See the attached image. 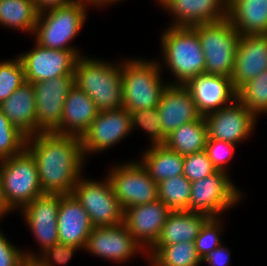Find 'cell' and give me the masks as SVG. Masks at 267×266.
I'll list each match as a JSON object with an SVG mask.
<instances>
[{
	"mask_svg": "<svg viewBox=\"0 0 267 266\" xmlns=\"http://www.w3.org/2000/svg\"><path fill=\"white\" fill-rule=\"evenodd\" d=\"M159 3L176 18L172 26L192 27L221 21L228 13V0H161Z\"/></svg>",
	"mask_w": 267,
	"mask_h": 266,
	"instance_id": "obj_22",
	"label": "cell"
},
{
	"mask_svg": "<svg viewBox=\"0 0 267 266\" xmlns=\"http://www.w3.org/2000/svg\"><path fill=\"white\" fill-rule=\"evenodd\" d=\"M32 84L36 101L35 135L55 133L60 128L66 97L74 86V74Z\"/></svg>",
	"mask_w": 267,
	"mask_h": 266,
	"instance_id": "obj_11",
	"label": "cell"
},
{
	"mask_svg": "<svg viewBox=\"0 0 267 266\" xmlns=\"http://www.w3.org/2000/svg\"><path fill=\"white\" fill-rule=\"evenodd\" d=\"M26 139L0 109V160L20 154L26 148Z\"/></svg>",
	"mask_w": 267,
	"mask_h": 266,
	"instance_id": "obj_33",
	"label": "cell"
},
{
	"mask_svg": "<svg viewBox=\"0 0 267 266\" xmlns=\"http://www.w3.org/2000/svg\"><path fill=\"white\" fill-rule=\"evenodd\" d=\"M149 250L152 266H198L202 261L194 242H182L171 245H153Z\"/></svg>",
	"mask_w": 267,
	"mask_h": 266,
	"instance_id": "obj_29",
	"label": "cell"
},
{
	"mask_svg": "<svg viewBox=\"0 0 267 266\" xmlns=\"http://www.w3.org/2000/svg\"><path fill=\"white\" fill-rule=\"evenodd\" d=\"M217 217H210L202 226L200 233L195 238L194 244L201 259H204L215 248L221 245L219 239L221 229Z\"/></svg>",
	"mask_w": 267,
	"mask_h": 266,
	"instance_id": "obj_37",
	"label": "cell"
},
{
	"mask_svg": "<svg viewBox=\"0 0 267 266\" xmlns=\"http://www.w3.org/2000/svg\"><path fill=\"white\" fill-rule=\"evenodd\" d=\"M39 13L71 4L76 0H33Z\"/></svg>",
	"mask_w": 267,
	"mask_h": 266,
	"instance_id": "obj_42",
	"label": "cell"
},
{
	"mask_svg": "<svg viewBox=\"0 0 267 266\" xmlns=\"http://www.w3.org/2000/svg\"><path fill=\"white\" fill-rule=\"evenodd\" d=\"M0 185L6 205L10 210L22 209L43 195L37 164L25 148L20 154L0 160Z\"/></svg>",
	"mask_w": 267,
	"mask_h": 266,
	"instance_id": "obj_6",
	"label": "cell"
},
{
	"mask_svg": "<svg viewBox=\"0 0 267 266\" xmlns=\"http://www.w3.org/2000/svg\"><path fill=\"white\" fill-rule=\"evenodd\" d=\"M203 117L207 124L208 138L234 144L249 137L257 119L237 98L231 104Z\"/></svg>",
	"mask_w": 267,
	"mask_h": 266,
	"instance_id": "obj_13",
	"label": "cell"
},
{
	"mask_svg": "<svg viewBox=\"0 0 267 266\" xmlns=\"http://www.w3.org/2000/svg\"><path fill=\"white\" fill-rule=\"evenodd\" d=\"M162 129L169 136L183 124L198 120V112L189 90L182 84H168L157 106Z\"/></svg>",
	"mask_w": 267,
	"mask_h": 266,
	"instance_id": "obj_20",
	"label": "cell"
},
{
	"mask_svg": "<svg viewBox=\"0 0 267 266\" xmlns=\"http://www.w3.org/2000/svg\"><path fill=\"white\" fill-rule=\"evenodd\" d=\"M60 194H43L22 208L26 223L42 247V252L59 242L58 210Z\"/></svg>",
	"mask_w": 267,
	"mask_h": 266,
	"instance_id": "obj_18",
	"label": "cell"
},
{
	"mask_svg": "<svg viewBox=\"0 0 267 266\" xmlns=\"http://www.w3.org/2000/svg\"><path fill=\"white\" fill-rule=\"evenodd\" d=\"M225 246L219 245L209 253L202 261L208 262L210 266H227L229 263L230 251Z\"/></svg>",
	"mask_w": 267,
	"mask_h": 266,
	"instance_id": "obj_41",
	"label": "cell"
},
{
	"mask_svg": "<svg viewBox=\"0 0 267 266\" xmlns=\"http://www.w3.org/2000/svg\"><path fill=\"white\" fill-rule=\"evenodd\" d=\"M267 69V34L240 35L234 69L230 77L238 91Z\"/></svg>",
	"mask_w": 267,
	"mask_h": 266,
	"instance_id": "obj_19",
	"label": "cell"
},
{
	"mask_svg": "<svg viewBox=\"0 0 267 266\" xmlns=\"http://www.w3.org/2000/svg\"><path fill=\"white\" fill-rule=\"evenodd\" d=\"M200 39L205 57V73L231 77L240 38L239 32L226 17L221 21L192 26Z\"/></svg>",
	"mask_w": 267,
	"mask_h": 266,
	"instance_id": "obj_7",
	"label": "cell"
},
{
	"mask_svg": "<svg viewBox=\"0 0 267 266\" xmlns=\"http://www.w3.org/2000/svg\"><path fill=\"white\" fill-rule=\"evenodd\" d=\"M241 197L227 174L217 170L210 176L191 182L189 211L219 217V213L237 204Z\"/></svg>",
	"mask_w": 267,
	"mask_h": 266,
	"instance_id": "obj_10",
	"label": "cell"
},
{
	"mask_svg": "<svg viewBox=\"0 0 267 266\" xmlns=\"http://www.w3.org/2000/svg\"><path fill=\"white\" fill-rule=\"evenodd\" d=\"M72 194L88 213L93 227H110L123 223L124 209L114 195L108 178L103 182L80 178Z\"/></svg>",
	"mask_w": 267,
	"mask_h": 266,
	"instance_id": "obj_8",
	"label": "cell"
},
{
	"mask_svg": "<svg viewBox=\"0 0 267 266\" xmlns=\"http://www.w3.org/2000/svg\"><path fill=\"white\" fill-rule=\"evenodd\" d=\"M25 80L24 67L21 59L0 63V104L9 98Z\"/></svg>",
	"mask_w": 267,
	"mask_h": 266,
	"instance_id": "obj_35",
	"label": "cell"
},
{
	"mask_svg": "<svg viewBox=\"0 0 267 266\" xmlns=\"http://www.w3.org/2000/svg\"><path fill=\"white\" fill-rule=\"evenodd\" d=\"M170 213L171 210L158 199L125 209L123 223L141 246L151 248L156 243Z\"/></svg>",
	"mask_w": 267,
	"mask_h": 266,
	"instance_id": "obj_16",
	"label": "cell"
},
{
	"mask_svg": "<svg viewBox=\"0 0 267 266\" xmlns=\"http://www.w3.org/2000/svg\"><path fill=\"white\" fill-rule=\"evenodd\" d=\"M26 266H36L33 262H29Z\"/></svg>",
	"mask_w": 267,
	"mask_h": 266,
	"instance_id": "obj_46",
	"label": "cell"
},
{
	"mask_svg": "<svg viewBox=\"0 0 267 266\" xmlns=\"http://www.w3.org/2000/svg\"><path fill=\"white\" fill-rule=\"evenodd\" d=\"M140 162L156 182L183 175L184 156L169 149L165 144L151 145Z\"/></svg>",
	"mask_w": 267,
	"mask_h": 266,
	"instance_id": "obj_27",
	"label": "cell"
},
{
	"mask_svg": "<svg viewBox=\"0 0 267 266\" xmlns=\"http://www.w3.org/2000/svg\"><path fill=\"white\" fill-rule=\"evenodd\" d=\"M106 178L109 179L114 195L124 210L158 200V183L138 161L112 168Z\"/></svg>",
	"mask_w": 267,
	"mask_h": 266,
	"instance_id": "obj_9",
	"label": "cell"
},
{
	"mask_svg": "<svg viewBox=\"0 0 267 266\" xmlns=\"http://www.w3.org/2000/svg\"><path fill=\"white\" fill-rule=\"evenodd\" d=\"M93 2V5H98L99 6V0H91Z\"/></svg>",
	"mask_w": 267,
	"mask_h": 266,
	"instance_id": "obj_45",
	"label": "cell"
},
{
	"mask_svg": "<svg viewBox=\"0 0 267 266\" xmlns=\"http://www.w3.org/2000/svg\"><path fill=\"white\" fill-rule=\"evenodd\" d=\"M26 149L36 161L44 194L72 193L85 162L81 137L38 133L27 137Z\"/></svg>",
	"mask_w": 267,
	"mask_h": 266,
	"instance_id": "obj_1",
	"label": "cell"
},
{
	"mask_svg": "<svg viewBox=\"0 0 267 266\" xmlns=\"http://www.w3.org/2000/svg\"><path fill=\"white\" fill-rule=\"evenodd\" d=\"M184 86L189 90L202 116L220 110L227 106L226 103H232L237 98V91L230 77L204 73L191 78Z\"/></svg>",
	"mask_w": 267,
	"mask_h": 266,
	"instance_id": "obj_15",
	"label": "cell"
},
{
	"mask_svg": "<svg viewBox=\"0 0 267 266\" xmlns=\"http://www.w3.org/2000/svg\"><path fill=\"white\" fill-rule=\"evenodd\" d=\"M74 85L94 101L99 112L123 108L121 65L79 56Z\"/></svg>",
	"mask_w": 267,
	"mask_h": 266,
	"instance_id": "obj_2",
	"label": "cell"
},
{
	"mask_svg": "<svg viewBox=\"0 0 267 266\" xmlns=\"http://www.w3.org/2000/svg\"><path fill=\"white\" fill-rule=\"evenodd\" d=\"M116 1H118V0H99V6L102 4V6L103 5H105V4H112V2H116Z\"/></svg>",
	"mask_w": 267,
	"mask_h": 266,
	"instance_id": "obj_44",
	"label": "cell"
},
{
	"mask_svg": "<svg viewBox=\"0 0 267 266\" xmlns=\"http://www.w3.org/2000/svg\"><path fill=\"white\" fill-rule=\"evenodd\" d=\"M142 246L124 223L110 227H93L85 249L94 255L114 261H125Z\"/></svg>",
	"mask_w": 267,
	"mask_h": 266,
	"instance_id": "obj_17",
	"label": "cell"
},
{
	"mask_svg": "<svg viewBox=\"0 0 267 266\" xmlns=\"http://www.w3.org/2000/svg\"><path fill=\"white\" fill-rule=\"evenodd\" d=\"M131 130V115L125 108L99 112L81 137L84 156L110 148Z\"/></svg>",
	"mask_w": 267,
	"mask_h": 266,
	"instance_id": "obj_14",
	"label": "cell"
},
{
	"mask_svg": "<svg viewBox=\"0 0 267 266\" xmlns=\"http://www.w3.org/2000/svg\"><path fill=\"white\" fill-rule=\"evenodd\" d=\"M210 217L187 210L171 211L154 245L194 242L204 223Z\"/></svg>",
	"mask_w": 267,
	"mask_h": 266,
	"instance_id": "obj_26",
	"label": "cell"
},
{
	"mask_svg": "<svg viewBox=\"0 0 267 266\" xmlns=\"http://www.w3.org/2000/svg\"><path fill=\"white\" fill-rule=\"evenodd\" d=\"M237 99L256 116L267 113V69L237 91Z\"/></svg>",
	"mask_w": 267,
	"mask_h": 266,
	"instance_id": "obj_32",
	"label": "cell"
},
{
	"mask_svg": "<svg viewBox=\"0 0 267 266\" xmlns=\"http://www.w3.org/2000/svg\"><path fill=\"white\" fill-rule=\"evenodd\" d=\"M208 140L207 124L203 116L171 132L165 145L182 156L205 150Z\"/></svg>",
	"mask_w": 267,
	"mask_h": 266,
	"instance_id": "obj_28",
	"label": "cell"
},
{
	"mask_svg": "<svg viewBox=\"0 0 267 266\" xmlns=\"http://www.w3.org/2000/svg\"><path fill=\"white\" fill-rule=\"evenodd\" d=\"M25 253L12 245L0 232V266H26Z\"/></svg>",
	"mask_w": 267,
	"mask_h": 266,
	"instance_id": "obj_40",
	"label": "cell"
},
{
	"mask_svg": "<svg viewBox=\"0 0 267 266\" xmlns=\"http://www.w3.org/2000/svg\"><path fill=\"white\" fill-rule=\"evenodd\" d=\"M98 113L94 101L74 85L66 97L60 128L55 133L82 137Z\"/></svg>",
	"mask_w": 267,
	"mask_h": 266,
	"instance_id": "obj_23",
	"label": "cell"
},
{
	"mask_svg": "<svg viewBox=\"0 0 267 266\" xmlns=\"http://www.w3.org/2000/svg\"><path fill=\"white\" fill-rule=\"evenodd\" d=\"M161 46L166 66L177 77L175 84L205 73V57L201 42L193 27L170 26L161 36Z\"/></svg>",
	"mask_w": 267,
	"mask_h": 266,
	"instance_id": "obj_3",
	"label": "cell"
},
{
	"mask_svg": "<svg viewBox=\"0 0 267 266\" xmlns=\"http://www.w3.org/2000/svg\"><path fill=\"white\" fill-rule=\"evenodd\" d=\"M80 248L81 247L58 242L45 249L41 257L35 256L34 254L32 255L29 252L25 253V256L29 262H33L36 266H55L52 261L58 264H66L72 258L74 252Z\"/></svg>",
	"mask_w": 267,
	"mask_h": 266,
	"instance_id": "obj_36",
	"label": "cell"
},
{
	"mask_svg": "<svg viewBox=\"0 0 267 266\" xmlns=\"http://www.w3.org/2000/svg\"><path fill=\"white\" fill-rule=\"evenodd\" d=\"M235 146L236 144L231 142L208 138L205 151L216 170L226 172L225 164L232 158Z\"/></svg>",
	"mask_w": 267,
	"mask_h": 266,
	"instance_id": "obj_39",
	"label": "cell"
},
{
	"mask_svg": "<svg viewBox=\"0 0 267 266\" xmlns=\"http://www.w3.org/2000/svg\"><path fill=\"white\" fill-rule=\"evenodd\" d=\"M0 109L26 137L35 136L36 101L32 83L24 82L0 104Z\"/></svg>",
	"mask_w": 267,
	"mask_h": 266,
	"instance_id": "obj_24",
	"label": "cell"
},
{
	"mask_svg": "<svg viewBox=\"0 0 267 266\" xmlns=\"http://www.w3.org/2000/svg\"><path fill=\"white\" fill-rule=\"evenodd\" d=\"M57 222L60 243L85 248L93 225L88 213L72 193L60 194Z\"/></svg>",
	"mask_w": 267,
	"mask_h": 266,
	"instance_id": "obj_21",
	"label": "cell"
},
{
	"mask_svg": "<svg viewBox=\"0 0 267 266\" xmlns=\"http://www.w3.org/2000/svg\"><path fill=\"white\" fill-rule=\"evenodd\" d=\"M216 171L205 150L184 156L183 175L191 182L201 180Z\"/></svg>",
	"mask_w": 267,
	"mask_h": 266,
	"instance_id": "obj_38",
	"label": "cell"
},
{
	"mask_svg": "<svg viewBox=\"0 0 267 266\" xmlns=\"http://www.w3.org/2000/svg\"><path fill=\"white\" fill-rule=\"evenodd\" d=\"M28 53L19 56L30 83L50 80L61 76H72L78 57V51L48 49L38 44Z\"/></svg>",
	"mask_w": 267,
	"mask_h": 266,
	"instance_id": "obj_12",
	"label": "cell"
},
{
	"mask_svg": "<svg viewBox=\"0 0 267 266\" xmlns=\"http://www.w3.org/2000/svg\"><path fill=\"white\" fill-rule=\"evenodd\" d=\"M85 3L93 2L76 0L63 7L39 13L33 32L36 34V44L48 49L77 51L68 43L79 33L86 20Z\"/></svg>",
	"mask_w": 267,
	"mask_h": 266,
	"instance_id": "obj_5",
	"label": "cell"
},
{
	"mask_svg": "<svg viewBox=\"0 0 267 266\" xmlns=\"http://www.w3.org/2000/svg\"><path fill=\"white\" fill-rule=\"evenodd\" d=\"M11 211L9 207L6 205L3 195H2V189L0 185V218L7 212Z\"/></svg>",
	"mask_w": 267,
	"mask_h": 266,
	"instance_id": "obj_43",
	"label": "cell"
},
{
	"mask_svg": "<svg viewBox=\"0 0 267 266\" xmlns=\"http://www.w3.org/2000/svg\"><path fill=\"white\" fill-rule=\"evenodd\" d=\"M129 113L131 115V129L139 126L146 130L150 134L152 145L165 144L168 136L162 129V121L157 107L130 111Z\"/></svg>",
	"mask_w": 267,
	"mask_h": 266,
	"instance_id": "obj_34",
	"label": "cell"
},
{
	"mask_svg": "<svg viewBox=\"0 0 267 266\" xmlns=\"http://www.w3.org/2000/svg\"><path fill=\"white\" fill-rule=\"evenodd\" d=\"M39 12L33 0H0V24L34 32Z\"/></svg>",
	"mask_w": 267,
	"mask_h": 266,
	"instance_id": "obj_30",
	"label": "cell"
},
{
	"mask_svg": "<svg viewBox=\"0 0 267 266\" xmlns=\"http://www.w3.org/2000/svg\"><path fill=\"white\" fill-rule=\"evenodd\" d=\"M121 64L123 108L128 112L156 108L168 85L160 80V66L155 61L127 60Z\"/></svg>",
	"mask_w": 267,
	"mask_h": 266,
	"instance_id": "obj_4",
	"label": "cell"
},
{
	"mask_svg": "<svg viewBox=\"0 0 267 266\" xmlns=\"http://www.w3.org/2000/svg\"><path fill=\"white\" fill-rule=\"evenodd\" d=\"M191 181L184 175L171 177L158 183V199L171 211H189Z\"/></svg>",
	"mask_w": 267,
	"mask_h": 266,
	"instance_id": "obj_31",
	"label": "cell"
},
{
	"mask_svg": "<svg viewBox=\"0 0 267 266\" xmlns=\"http://www.w3.org/2000/svg\"><path fill=\"white\" fill-rule=\"evenodd\" d=\"M227 18L240 35L267 34V0H228Z\"/></svg>",
	"mask_w": 267,
	"mask_h": 266,
	"instance_id": "obj_25",
	"label": "cell"
}]
</instances>
